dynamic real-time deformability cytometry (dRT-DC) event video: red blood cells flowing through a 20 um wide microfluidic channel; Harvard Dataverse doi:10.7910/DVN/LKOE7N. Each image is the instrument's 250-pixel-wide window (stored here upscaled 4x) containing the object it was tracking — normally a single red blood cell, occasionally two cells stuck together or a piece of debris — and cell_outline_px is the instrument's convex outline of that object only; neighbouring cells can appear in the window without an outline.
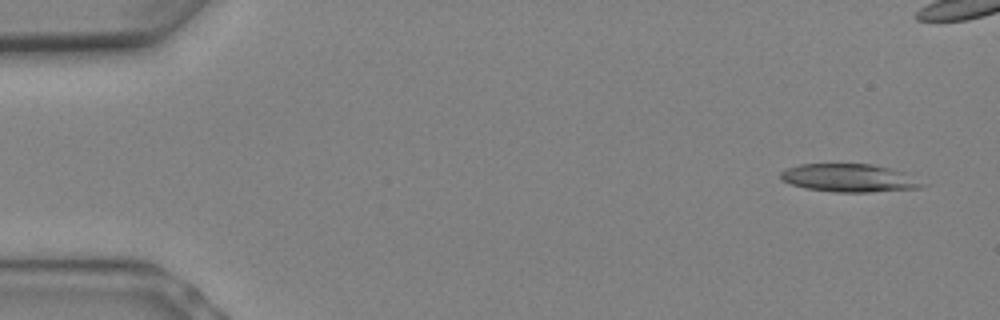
{"species": "Egyptian fruit bat (a non-hibernating species)", "species_latin": "Rousettus aegyptiacus", "temperature_condition": "warm", "stored_images_in_passage": 7, "camera_frame_rate_fps": 3000, "um_per_image_px": 0.085, "animal": {"sex": "female"}, "frame": {"image": 1, "passage_image": 1, "time_ms": 0.0, "image_size_px": [1000, 320], "cell_outline_px": [[928, 184], [920, 188], [872, 192], [832, 192], [804, 188], [780, 180], [780, 172], [788, 168], [800, 164], [872, 164], [892, 168], [904, 172]], "centroid_in_image_um": [72.21, 15.13], "position_along_channel_um": 12.8, "area_um2": 23.35}}